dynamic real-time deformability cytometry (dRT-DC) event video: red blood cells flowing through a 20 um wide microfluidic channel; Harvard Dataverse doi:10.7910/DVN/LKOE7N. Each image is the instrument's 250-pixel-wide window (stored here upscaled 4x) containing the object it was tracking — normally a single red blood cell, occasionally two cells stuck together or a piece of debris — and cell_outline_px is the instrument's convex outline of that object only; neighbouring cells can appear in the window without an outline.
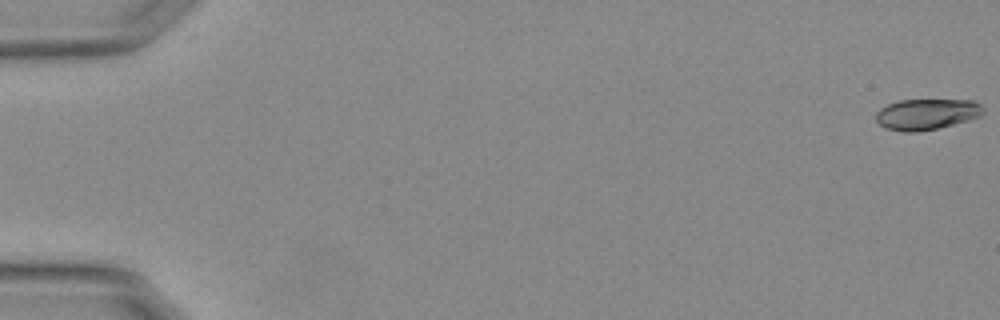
{"species": "Egyptian fruit bat (a non-hibernating species)", "species_latin": "Rousettus aegyptiacus", "temperature_condition": "warm", "stored_images_in_passage": 55, "camera_frame_rate_fps": 3000, "um_per_image_px": 0.085, "animal": {"sex": "female"}, "frame": {"image": 1, "passage_image": 1, "time_ms": 0.0, "image_size_px": [1000, 320], "cell_outline_px": [[984, 112], [980, 116], [968, 120], [940, 128], [916, 132], [904, 132], [884, 128], [876, 120], [876, 112], [880, 108], [888, 104], [900, 100], [972, 100], [980, 104], [984, 108]], "centroid_in_image_um": [78.76, 9.71], "position_along_channel_um": 6.2, "area_um2": 19.42}}
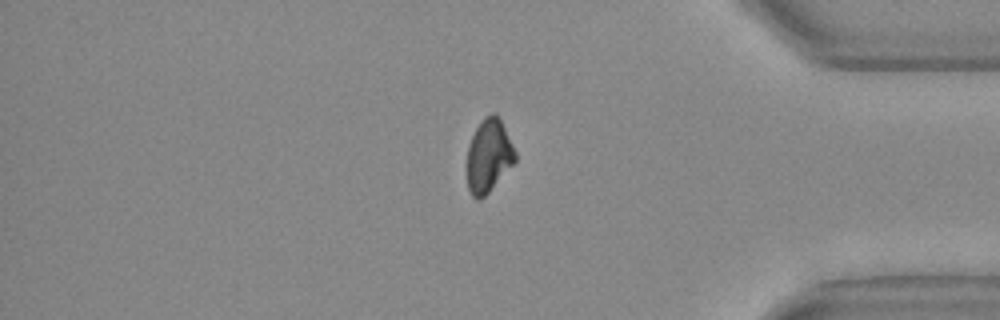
{"frame": {"image": 2, "passage_image": 47, "time_ms": 15.333, "image_size_px": [1000, 320], "cell_outline_px": [[516, 160], [488, 192], [480, 200], [476, 200], [472, 196], [468, 188], [468, 148], [472, 136], [480, 120], [484, 116], [492, 112], [496, 112], [500, 116], [516, 152]], "centroid_in_image_um": [41.55, 13.18], "position_along_channel_um": 393.7, "area_um2": 20.46}}
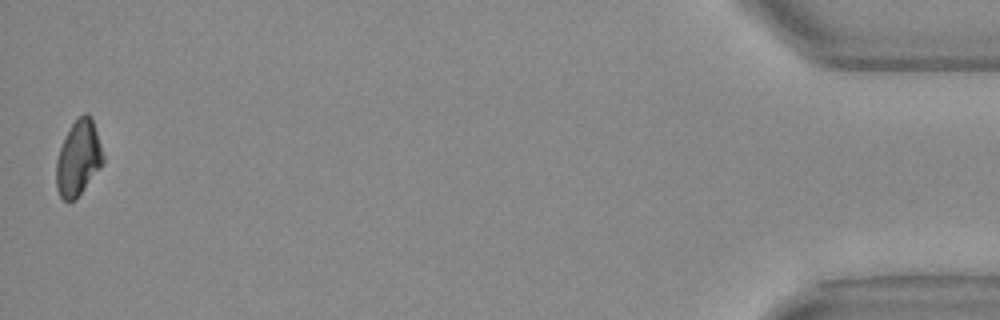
{"frame": {"image": 3, "passage_image": 55, "time_ms": 18.0, "image_size_px": [1000, 320], "cell_outline_px": [[104, 160], [100, 168], [80, 192], [72, 200], [64, 200], [60, 196], [56, 188], [56, 160], [60, 148], [72, 124], [84, 112], [88, 112], [92, 116], [104, 156]], "centroid_in_image_um": [6.66, 13.4], "position_along_channel_um": 428.5, "area_um2": 20.11}, "authors_computed_cell_mechanics": {"area_um2": 20.808, "velocity_mm_per_s": 3.7821, "shape_relaxation_time_tau1_ms": 6.1908, "shape_relaxation_time_tau2_ms": 11.3679, "deformation_change_tau1": 0.1596, "deformation_change_tau2": 0.1537}}